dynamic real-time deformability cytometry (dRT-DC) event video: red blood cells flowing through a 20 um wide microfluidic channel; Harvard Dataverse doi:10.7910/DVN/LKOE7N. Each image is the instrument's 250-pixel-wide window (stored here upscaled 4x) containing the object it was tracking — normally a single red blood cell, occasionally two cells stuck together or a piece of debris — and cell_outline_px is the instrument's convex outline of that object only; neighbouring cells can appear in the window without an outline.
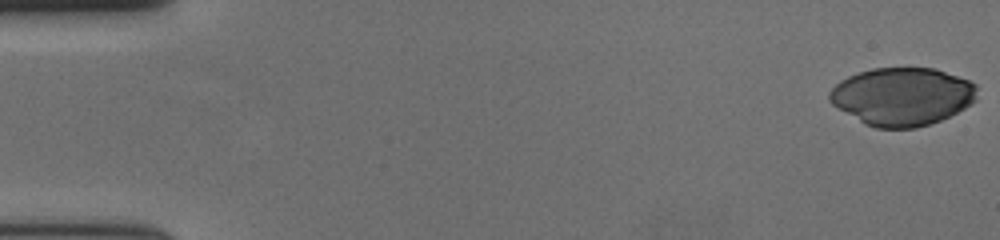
{"species": "human", "species_latin": "Homo sapiens", "temperature_condition": "cold", "stored_images_in_passage": 58, "camera_frame_rate_fps": 3000, "um_per_image_px": 0.085, "donor": {"sex": "female"}, "frame": {"image": 1, "passage_image": 1, "time_ms": 0.0, "image_size_px": [1000, 240], "cell_outline_px": [[976, 100], [964, 108], [940, 120], [916, 128], [876, 128], [864, 124], [832, 104], [828, 100], [828, 92], [840, 80], [848, 76], [872, 68], [936, 68], [968, 80], [976, 84]], "centroid_in_image_um": [76.67, 8.2], "position_along_channel_um": 8.3, "area_um2": 49.77}}
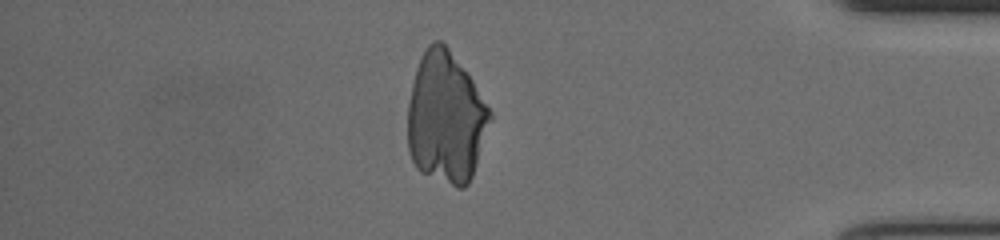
{"frame": {"image": 2, "passage_image": 50, "time_ms": 16.333, "image_size_px": [1000, 240], "cell_outline_px": [[492, 120], [472, 176], [468, 184], [464, 188], [456, 188], [420, 172], [416, 168], [412, 160], [408, 148], [408, 104], [412, 84], [416, 68], [420, 56], [428, 44], [436, 40], [440, 40], [448, 48], [472, 80], [492, 112]], "centroid_in_image_um": [37.89, 10.04], "position_along_channel_um": 397.3, "area_um2": 63.06}}
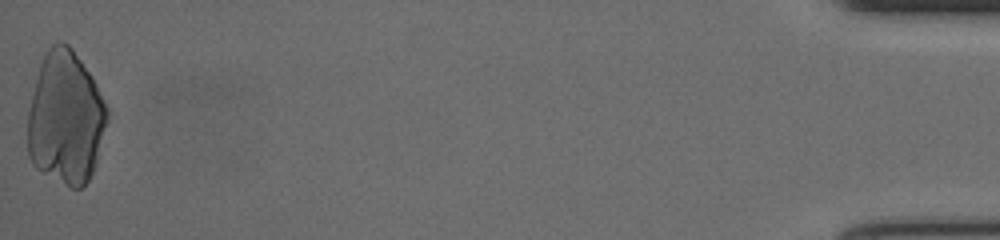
{"frame": {"image": 3, "passage_image": 58, "time_ms": 19.0, "image_size_px": [1000, 240], "cell_outline_px": [[108, 120], [96, 164], [88, 180], [80, 188], [72, 188], [36, 168], [32, 164], [28, 156], [28, 112], [40, 64], [48, 48], [56, 40], [60, 40], [68, 44], [72, 48], [92, 76], [108, 108]], "centroid_in_image_um": [5.59, 10.02], "position_along_channel_um": 429.6, "area_um2": 61.56}}